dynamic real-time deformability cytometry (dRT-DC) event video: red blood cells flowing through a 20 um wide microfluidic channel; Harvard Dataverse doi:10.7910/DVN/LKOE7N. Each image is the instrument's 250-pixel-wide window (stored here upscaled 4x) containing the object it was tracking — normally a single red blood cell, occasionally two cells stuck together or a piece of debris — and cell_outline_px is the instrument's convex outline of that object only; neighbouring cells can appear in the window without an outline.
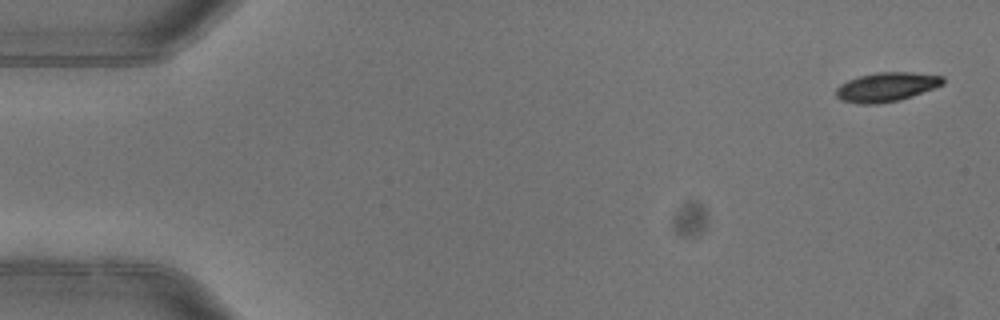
{"species": "common noctule bat (a hibernating species)", "species_latin": "Nyctalus noctula", "temperature_condition": "warm", "stored_images_in_passage": 4, "camera_frame_rate_fps": 3000, "um_per_image_px": 0.085, "animal": {"sex": "female"}, "frame": {"image": 1, "passage_image": 1, "time_ms": 0.0, "image_size_px": [1000, 320], "cell_outline_px": [[944, 84], [912, 96], [900, 100], [876, 104], [860, 104], [840, 100], [836, 96], [836, 88], [840, 84], [848, 80], [860, 76], [876, 72], [912, 72], [944, 76]], "centroid_in_image_um": [75.34, 7.39], "position_along_channel_um": 9.7, "area_um2": 18.21}}
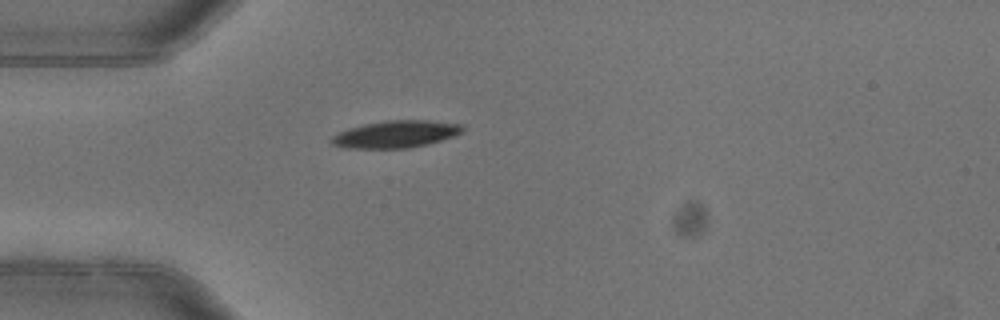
{"frame": {"image": 2, "passage_image": 4, "time_ms": 1.0, "image_size_px": [1000, 320], "cell_outline_px": [[464, 132], [440, 140], [408, 148], [344, 148], [332, 144], [328, 140], [332, 136], [348, 128], [364, 124], [384, 120], [428, 120], [464, 124]], "centroid_in_image_um": [33.63, 11.39], "position_along_channel_um": 51.4, "area_um2": 20.75}}